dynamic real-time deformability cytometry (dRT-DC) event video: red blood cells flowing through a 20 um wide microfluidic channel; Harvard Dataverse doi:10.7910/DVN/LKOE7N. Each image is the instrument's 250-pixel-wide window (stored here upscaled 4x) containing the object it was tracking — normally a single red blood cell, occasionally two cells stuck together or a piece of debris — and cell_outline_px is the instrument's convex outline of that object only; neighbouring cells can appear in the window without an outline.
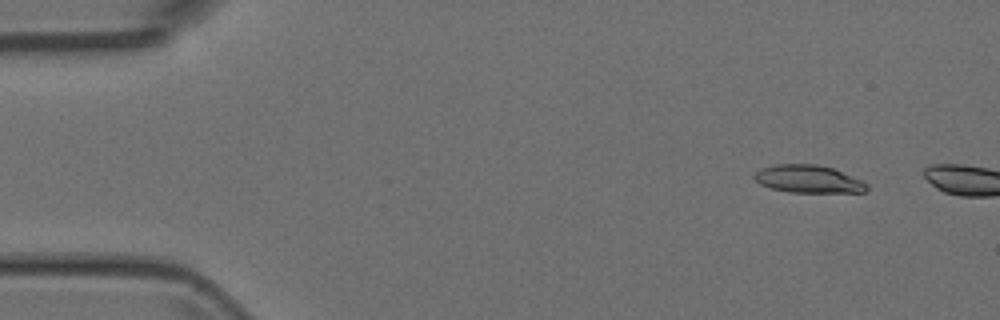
{"species": "Egyptian fruit bat (a non-hibernating species)", "species_latin": "Rousettus aegyptiacus", "temperature_condition": "room temperature", "stored_images_in_passage": 2, "camera_frame_rate_fps": 3000, "um_per_image_px": 0.085, "animal": {"sex": "female"}, "frame": {"image": 1, "passage_image": 1, "time_ms": 0.0, "image_size_px": [1000, 320], "cell_outline_px": [[868, 192], [788, 192], [772, 188], [760, 184], [752, 176], [760, 168], [776, 164], [816, 164], [832, 168], [860, 180], [868, 184]], "centroid_in_image_um": [68.69, 15.22], "position_along_channel_um": 16.3, "area_um2": 18.03}}